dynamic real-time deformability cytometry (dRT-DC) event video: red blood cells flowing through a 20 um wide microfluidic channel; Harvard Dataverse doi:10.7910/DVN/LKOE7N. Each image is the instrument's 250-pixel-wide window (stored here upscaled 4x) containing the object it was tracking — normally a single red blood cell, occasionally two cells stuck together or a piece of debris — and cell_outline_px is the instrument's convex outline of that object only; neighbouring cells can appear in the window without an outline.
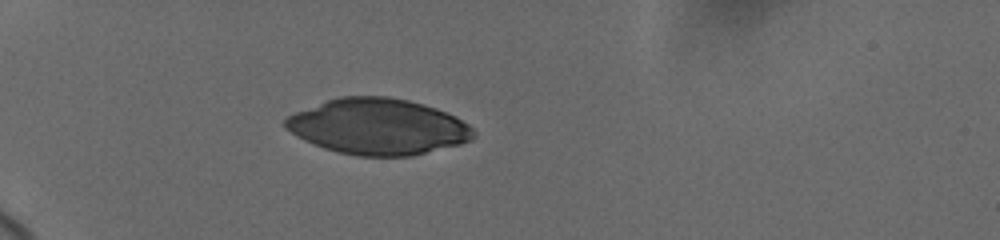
{"species": "human", "species_latin": "Homo sapiens", "temperature_condition": "cold", "stored_images_in_passage": 9, "camera_frame_rate_fps": 3000, "um_per_image_px": 0.085, "donor": {"sex": "female"}, "frame": {"image": 1, "passage_image": 1, "time_ms": 0.0, "image_size_px": [1000, 240], "cell_outline_px": [[476, 136], [472, 140], [460, 144], [412, 156], [356, 156], [324, 148], [304, 140], [296, 136], [284, 128], [284, 120], [288, 116], [296, 112], [328, 100], [340, 96], [388, 96], [408, 100], [424, 104], [436, 108], [456, 116], [468, 124], [476, 132]], "centroid_in_image_um": [32.16, 10.76], "position_along_channel_um": 52.8, "area_um2": 61.38}}